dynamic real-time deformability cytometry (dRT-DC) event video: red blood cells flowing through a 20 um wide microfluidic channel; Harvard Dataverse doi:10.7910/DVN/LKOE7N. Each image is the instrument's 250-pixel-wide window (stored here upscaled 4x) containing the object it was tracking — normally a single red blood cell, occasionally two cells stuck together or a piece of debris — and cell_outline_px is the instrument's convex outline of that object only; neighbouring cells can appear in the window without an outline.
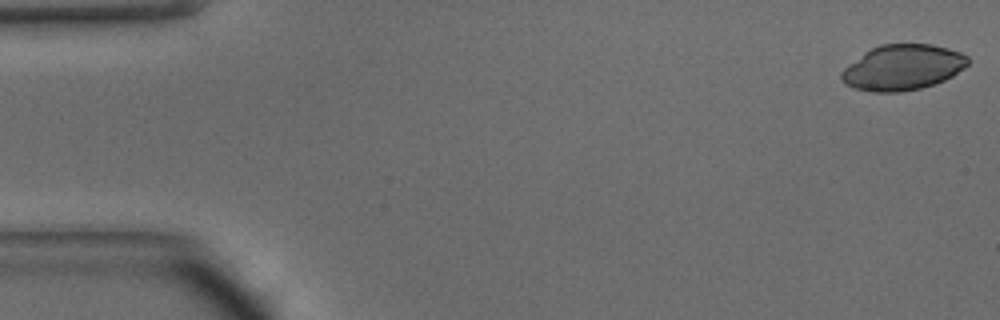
{"species": "common noctule bat (a hibernating species)", "species_latin": "Nyctalus noctula", "temperature_condition": "warm", "stored_images_in_passage": 47, "camera_frame_rate_fps": 3000, "um_per_image_px": 0.085, "animal": {"sex": "male", "body_mass_g": 15.6}, "frame": {"image": 1, "passage_image": 1, "time_ms": 0.0, "image_size_px": [1000, 320], "cell_outline_px": [[968, 64], [964, 68], [952, 76], [944, 80], [920, 88], [900, 92], [872, 92], [856, 88], [840, 80], [840, 72], [844, 68], [864, 52], [880, 44], [932, 44], [948, 48], [960, 52], [968, 56]], "centroid_in_image_um": [76.72, 5.72], "position_along_channel_um": 8.3, "area_um2": 33.41}}